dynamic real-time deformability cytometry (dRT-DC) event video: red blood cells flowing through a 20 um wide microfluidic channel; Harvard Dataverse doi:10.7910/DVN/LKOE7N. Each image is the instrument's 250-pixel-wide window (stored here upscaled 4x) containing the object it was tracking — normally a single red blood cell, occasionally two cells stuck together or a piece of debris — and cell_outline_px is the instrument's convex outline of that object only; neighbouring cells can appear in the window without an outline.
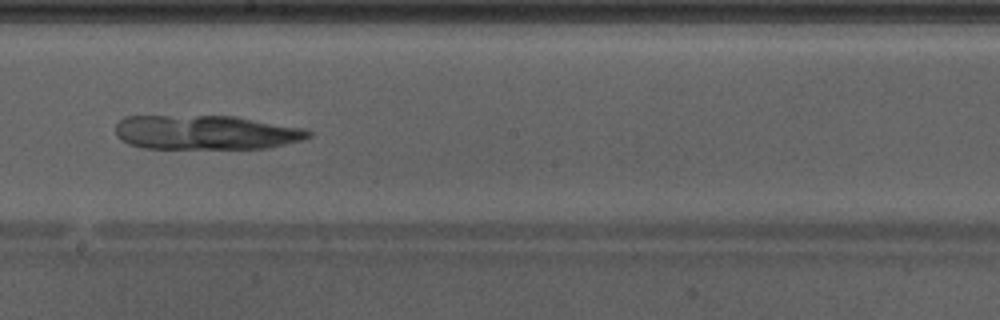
{"species": "Egyptian fruit bat (a non-hibernating species)", "species_latin": "Rousettus aegyptiacus", "temperature_condition": "warm", "stored_images_in_passage": 48, "camera_frame_rate_fps": 3000, "um_per_image_px": 0.085, "animal": {"sex": "male"}, "frame": {"image": 1, "passage_image": 28, "time_ms": 9.0, "image_size_px": [1000, 320], "cell_outline_px": [[312, 136], [300, 140], [268, 148], [144, 148], [128, 144], [116, 136], [116, 124], [124, 116], [236, 116], [304, 128], [312, 132]], "centroid_in_image_um": [17.49, 11.25], "position_along_channel_um": 230.7, "area_um2": 38.61}}